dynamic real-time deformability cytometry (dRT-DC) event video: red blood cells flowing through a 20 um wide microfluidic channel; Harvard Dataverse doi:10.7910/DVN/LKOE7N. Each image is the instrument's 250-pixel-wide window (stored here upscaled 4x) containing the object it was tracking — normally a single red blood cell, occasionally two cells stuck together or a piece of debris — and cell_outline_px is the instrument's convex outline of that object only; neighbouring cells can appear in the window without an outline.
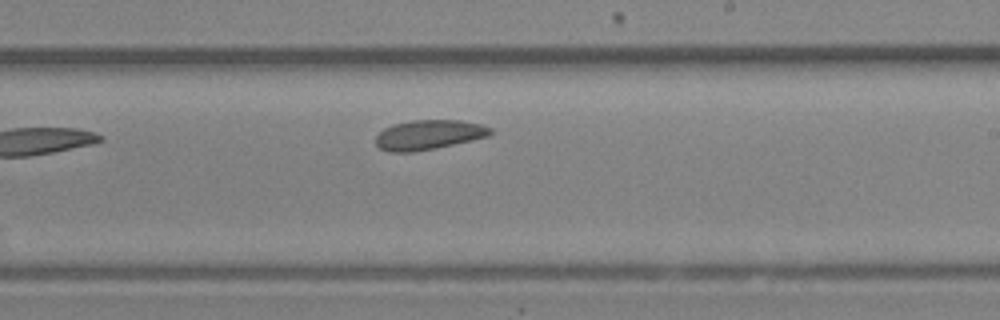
{"species": "Egyptian fruit bat (a non-hibernating species)", "species_latin": "Rousettus aegyptiacus", "temperature_condition": "room temperature", "stored_images_in_passage": 13, "camera_frame_rate_fps": 3000, "um_per_image_px": 0.085, "animal": {"sex": "female"}, "frame": {"image": 1, "passage_image": 13, "time_ms": 4.0, "image_size_px": [1000, 320], "cell_outline_px": [[492, 132], [488, 136], [436, 148], [412, 152], [388, 152], [380, 148], [376, 144], [376, 136], [384, 128], [392, 124], [412, 120], [460, 120], [480, 124], [492, 128]], "centroid_in_image_um": [36.41, 11.45], "position_along_channel_um": 252.6, "area_um2": 19.77}}